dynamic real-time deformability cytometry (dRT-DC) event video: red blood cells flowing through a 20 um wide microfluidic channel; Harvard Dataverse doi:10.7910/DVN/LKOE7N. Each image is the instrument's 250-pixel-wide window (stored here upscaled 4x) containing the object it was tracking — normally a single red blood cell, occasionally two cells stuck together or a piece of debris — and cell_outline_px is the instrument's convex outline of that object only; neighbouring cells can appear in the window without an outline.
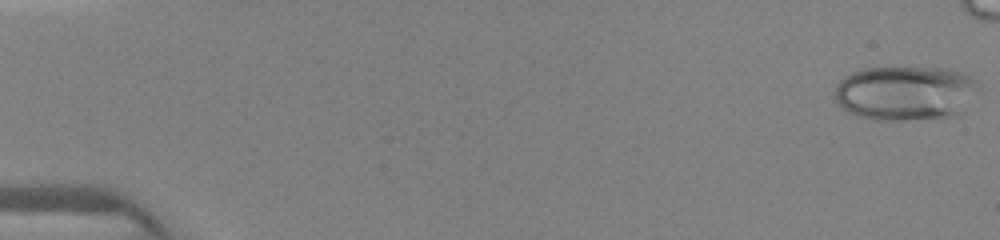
{"species": "human", "species_latin": "Homo sapiens", "temperature_condition": "warm", "stored_images_in_passage": 34, "camera_frame_rate_fps": 3000, "um_per_image_px": 0.085, "donor": {"sex": "female"}, "frame": {"image": 1, "passage_image": 1, "time_ms": 0.0, "image_size_px": [1000, 240], "cell_outline_px": [[972, 80], [960, 112], [944, 116], [900, 120], [872, 120], [860, 116], [836, 104], [836, 84], [844, 76], [852, 72], [868, 68], [948, 68], [960, 72], [968, 76]], "centroid_in_image_um": [76.75, 7.89], "position_along_channel_um": 8.3, "area_um2": 43.7}}
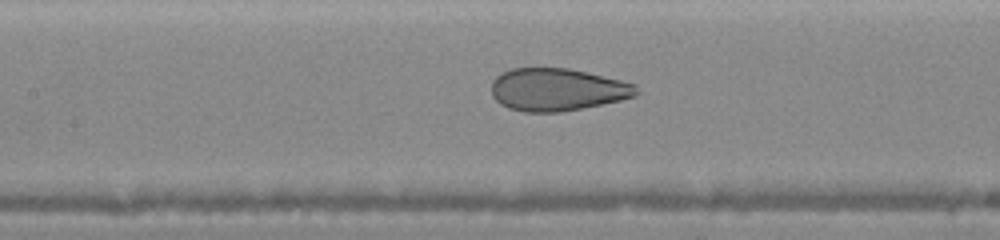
{"frame": {"image": 2, "passage_image": 23, "time_ms": 7.0, "image_size_px": [1000, 240], "cell_outline_px": [[640, 92], [636, 96], [620, 100], [560, 112], [524, 112], [508, 108], [500, 104], [492, 96], [492, 80], [496, 76], [512, 68], [568, 68], [620, 80], [636, 84]], "centroid_in_image_um": [47.35, 7.62], "position_along_channel_um": 160.0, "area_um2": 35.84}}
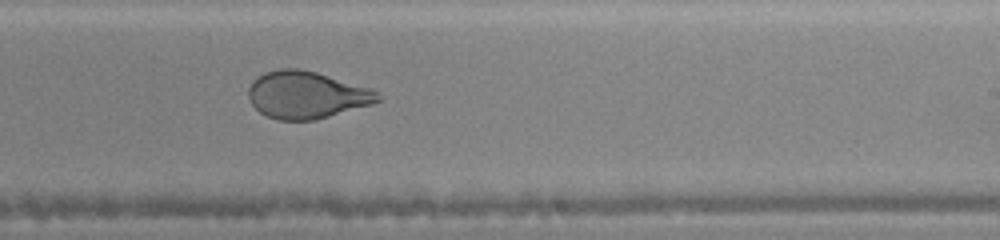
{"frame": {"image": 3, "passage_image": 30, "time_ms": 9.333, "image_size_px": [1000, 240], "cell_outline_px": [[384, 100], [372, 104], [316, 120], [276, 120], [260, 112], [248, 100], [248, 88], [252, 80], [264, 72], [280, 68], [300, 68], [316, 72], [368, 88], [376, 92]], "centroid_in_image_um": [26.02, 8.07], "position_along_channel_um": 263.0, "area_um2": 35.6}}